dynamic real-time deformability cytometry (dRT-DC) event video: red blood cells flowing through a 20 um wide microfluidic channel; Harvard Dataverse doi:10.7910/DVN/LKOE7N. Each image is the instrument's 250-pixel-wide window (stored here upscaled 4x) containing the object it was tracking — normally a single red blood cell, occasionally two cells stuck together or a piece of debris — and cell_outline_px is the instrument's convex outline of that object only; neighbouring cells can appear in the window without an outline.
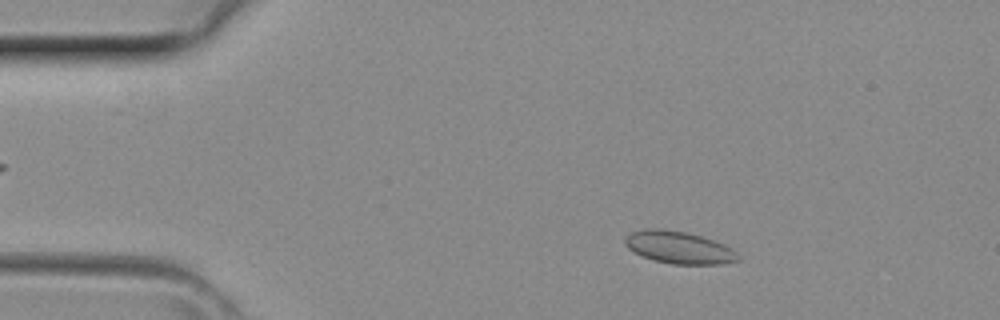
{"species": "common noctule bat (a hibernating species)", "species_latin": "Nyctalus noctula", "temperature_condition": "room temperature", "stored_images_in_passage": 41, "camera_frame_rate_fps": 3000, "um_per_image_px": 0.085, "animal": {"sex": "female", "body_mass_g": 29.2, "forearm_length_mm": 56.3}, "frame": {"image": 1, "passage_image": 6, "time_ms": 1.667, "image_size_px": [1000, 320], "cell_outline_px": [[740, 260], [720, 264], [672, 264], [652, 260], [628, 248], [624, 244], [624, 236], [632, 232], [644, 228], [664, 228], [688, 232], [704, 236], [724, 244], [732, 248], [740, 256]], "centroid_in_image_um": [57.71, 21.01], "position_along_channel_um": 27.3, "area_um2": 21.62}}
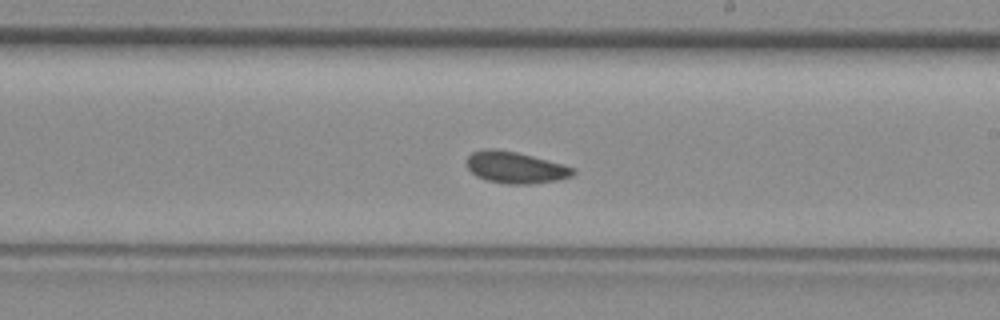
{"frame": {"image": 2, "passage_image": 23, "time_ms": 7.333, "image_size_px": [1000, 320], "cell_outline_px": [[576, 172], [572, 176], [560, 180], [528, 184], [508, 184], [488, 180], [476, 176], [468, 168], [468, 156], [472, 152], [484, 148], [492, 148], [516, 152], [564, 164], [576, 168]], "centroid_in_image_um": [43.85, 14.23], "position_along_channel_um": 245.1, "area_um2": 19.59}}
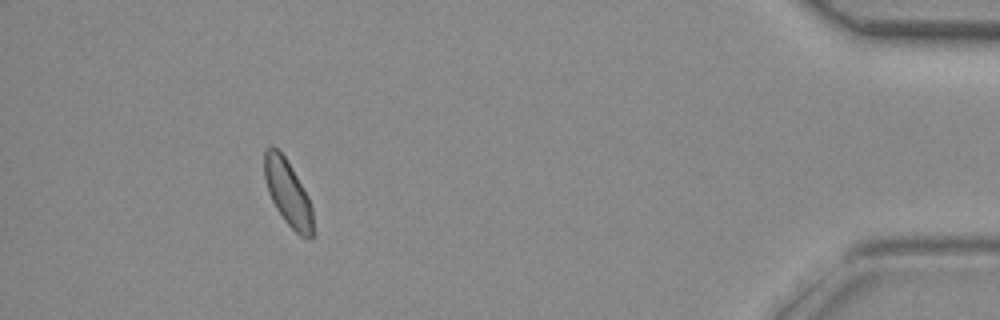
{"frame": {"image": 3, "passage_image": 37, "time_ms": 12.0, "image_size_px": [1000, 320], "cell_outline_px": [[316, 236], [300, 236], [284, 220], [276, 208], [268, 192], [264, 176], [264, 152], [272, 144], [284, 156], [292, 168], [308, 196], [312, 208], [316, 232]], "centroid_in_image_um": [24.49, 16.43], "position_along_channel_um": 410.7, "area_um2": 18.73}}